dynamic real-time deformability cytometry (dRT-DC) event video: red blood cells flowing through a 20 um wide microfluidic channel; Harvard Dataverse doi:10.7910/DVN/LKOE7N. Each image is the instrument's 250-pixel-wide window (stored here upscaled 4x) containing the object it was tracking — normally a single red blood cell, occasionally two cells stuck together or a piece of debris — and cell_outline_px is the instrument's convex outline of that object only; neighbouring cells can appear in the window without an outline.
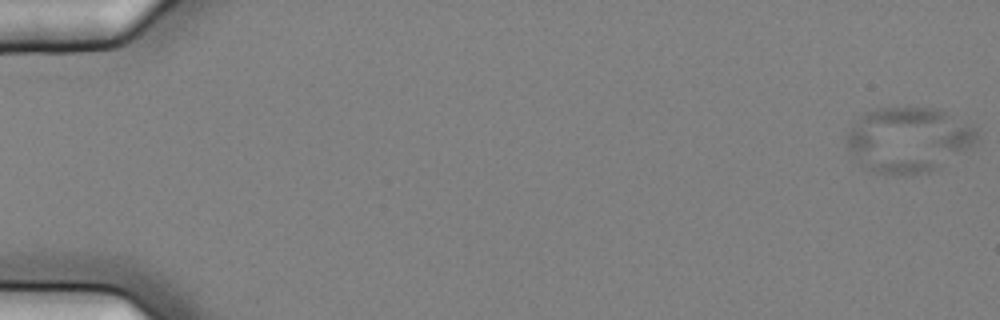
{"species": "common noctule bat (a hibernating species)", "species_latin": "Nyctalus noctula", "temperature_condition": "cold", "stored_images_in_passage": 14, "camera_frame_rate_fps": 3000, "um_per_image_px": 0.085, "animal": {"sex": "female", "body_mass_g": 25.1}, "frame": {"image": 1, "passage_image": 1, "time_ms": 0.0, "image_size_px": [1000, 320], "cell_outline_px": [[980, 140], [972, 148], [940, 168], [928, 172], [904, 176], [872, 172], [864, 168], [860, 164], [848, 148], [844, 140], [844, 136], [852, 124], [864, 112], [876, 108], [940, 108], [972, 124], [976, 128], [980, 136]], "centroid_in_image_um": [77.26, 11.88], "position_along_channel_um": 7.7, "area_um2": 50.81}}
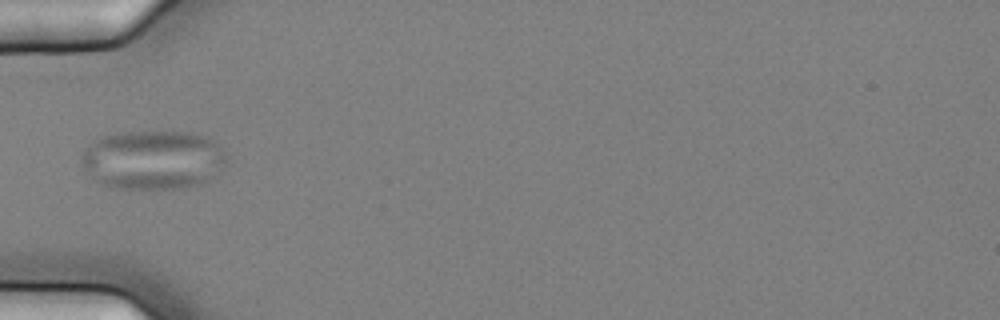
{"frame": {"image": 2, "passage_image": 5, "time_ms": 1.333, "image_size_px": [1000, 320], "cell_outline_px": [[224, 164], [220, 172], [216, 176], [204, 184], [188, 188], [120, 188], [100, 184], [80, 164], [80, 152], [88, 144], [100, 136], [116, 132], [184, 132], [208, 136], [224, 148]], "centroid_in_image_um": [13.0, 13.58], "position_along_channel_um": 72.0, "area_um2": 50.69}}
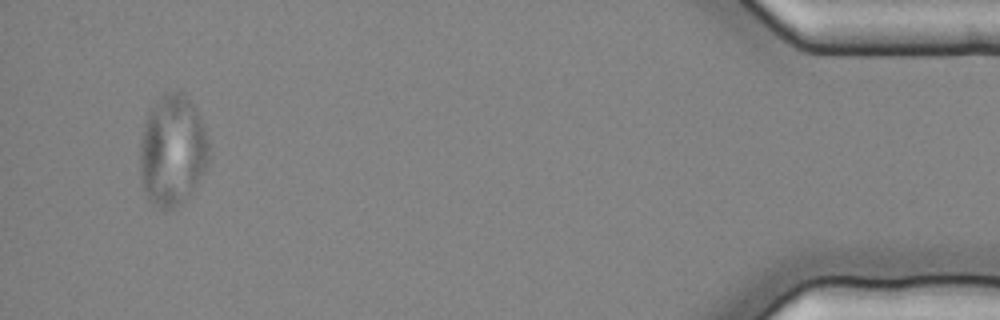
{"frame": {"image": 3, "passage_image": 14, "time_ms": 4.333, "image_size_px": [1000, 320], "cell_outline_px": [[208, 160], [200, 176], [188, 196], [176, 208], [160, 208], [152, 204], [148, 200], [144, 192], [140, 176], [140, 140], [144, 120], [148, 108], [164, 92], [184, 92], [196, 108], [204, 124], [208, 136]], "centroid_in_image_um": [14.62, 12.74], "position_along_channel_um": 420.6, "area_um2": 45.08}}